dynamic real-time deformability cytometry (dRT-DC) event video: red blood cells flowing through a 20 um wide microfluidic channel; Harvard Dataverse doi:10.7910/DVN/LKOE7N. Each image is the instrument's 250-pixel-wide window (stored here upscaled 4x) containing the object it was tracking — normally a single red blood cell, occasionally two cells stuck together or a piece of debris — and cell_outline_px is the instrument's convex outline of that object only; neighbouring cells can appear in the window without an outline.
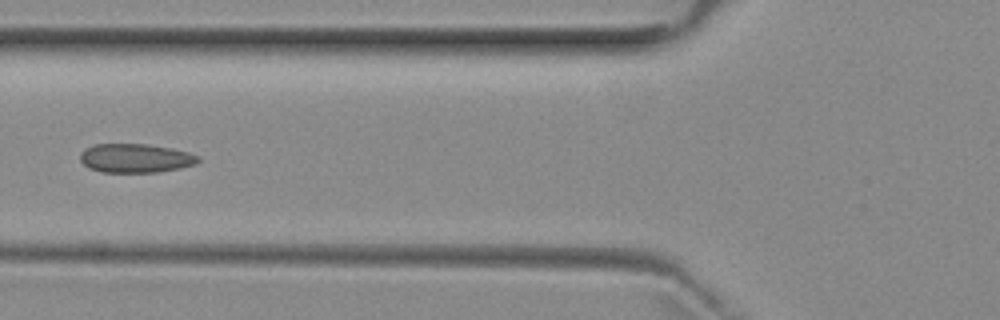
{"species": "common noctule bat (a hibernating species)", "species_latin": "Nyctalus noctula", "temperature_condition": "room temperature", "stored_images_in_passage": 4, "camera_frame_rate_fps": 3000, "um_per_image_px": 0.085, "animal": {"sex": "female", "body_mass_g": 29.2, "forearm_length_mm": 56.3}, "frame": {"image": 1, "passage_image": 4, "time_ms": 3.667, "image_size_px": [1000, 320], "cell_outline_px": [[200, 160], [196, 164], [180, 168], [156, 172], [100, 172], [88, 168], [80, 160], [80, 152], [84, 148], [96, 144], [148, 144], [172, 148], [188, 152], [200, 156]], "centroid_in_image_um": [11.51, 13.44], "position_along_channel_um": 114.3, "area_um2": 20.06}}